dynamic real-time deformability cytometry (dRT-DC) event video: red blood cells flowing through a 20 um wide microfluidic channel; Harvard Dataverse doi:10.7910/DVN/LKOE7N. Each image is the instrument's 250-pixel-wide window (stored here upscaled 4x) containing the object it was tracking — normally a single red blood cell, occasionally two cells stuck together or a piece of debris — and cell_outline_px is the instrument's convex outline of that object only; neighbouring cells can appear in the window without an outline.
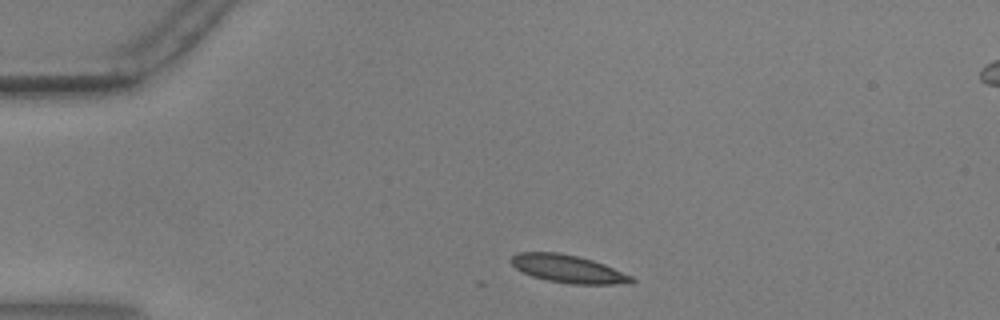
{"species": "common noctule bat (a hibernating species)", "species_latin": "Nyctalus noctula", "temperature_condition": "warm", "stored_images_in_passage": 7, "camera_frame_rate_fps": 3000, "um_per_image_px": 0.085, "animal": {"sex": "male", "body_mass_g": 17.9, "forearm_length_mm": 54.2}, "frame": {"image": 1, "passage_image": 3, "time_ms": 0.667, "image_size_px": [1000, 320], "cell_outline_px": [[636, 280], [632, 284], [572, 284], [548, 280], [532, 276], [516, 268], [508, 260], [512, 256], [520, 252], [560, 252], [592, 260], [604, 264], [632, 276]], "centroid_in_image_um": [48.31, 22.85], "position_along_channel_um": 36.7, "area_um2": 19.48}}